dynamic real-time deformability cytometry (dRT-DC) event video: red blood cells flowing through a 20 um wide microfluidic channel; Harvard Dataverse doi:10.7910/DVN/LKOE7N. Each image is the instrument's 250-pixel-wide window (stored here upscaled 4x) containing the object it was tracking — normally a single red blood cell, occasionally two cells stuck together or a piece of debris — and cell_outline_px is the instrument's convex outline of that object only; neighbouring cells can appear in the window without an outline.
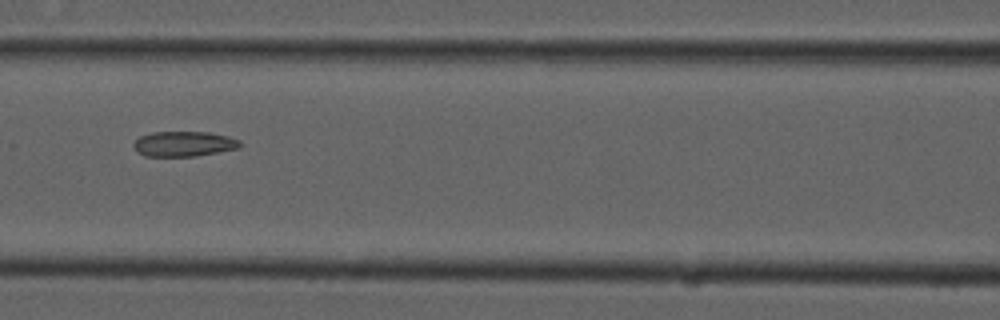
{"species": "common noctule bat (a hibernating species)", "species_latin": "Nyctalus noctula", "temperature_condition": "cold", "stored_images_in_passage": 13, "camera_frame_rate_fps": 3000, "um_per_image_px": 0.085, "animal": {"sex": "male", "forearm_length_mm": 52.5}, "frame": {"image": 1, "passage_image": 6, "time_ms": 1.667, "image_size_px": [1000, 320], "cell_outline_px": [[244, 144], [240, 148], [196, 156], [144, 156], [136, 152], [132, 144], [140, 136], [152, 132], [208, 132], [228, 136], [240, 140]], "centroid_in_image_um": [15.64, 12.23], "position_along_channel_um": 151.0, "area_um2": 15.78}}
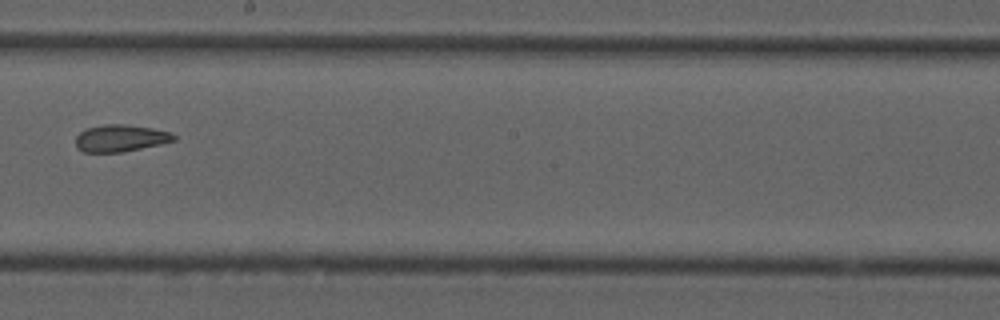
{"frame": {"image": 2, "passage_image": 8, "time_ms": 2.333, "image_size_px": [1000, 320], "cell_outline_px": [[176, 140], [160, 144], [120, 152], [84, 152], [76, 148], [76, 136], [84, 128], [104, 124], [124, 124], [152, 128], [168, 132], [176, 136]], "centroid_in_image_um": [10.19, 11.74], "position_along_channel_um": 238.0, "area_um2": 15.37}}
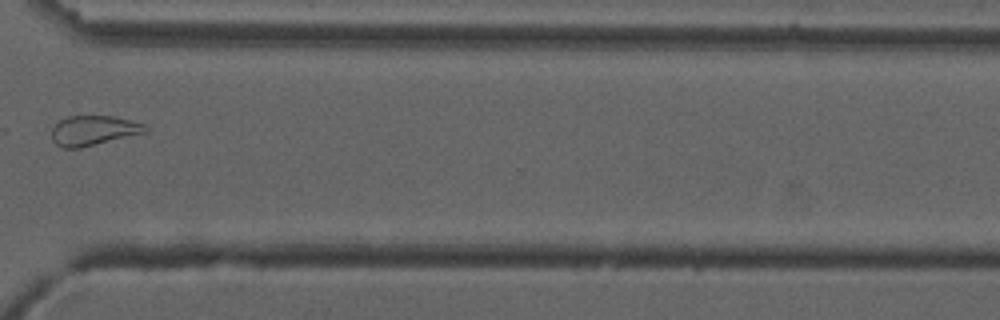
{"frame": {"image": 3, "passage_image": 11, "time_ms": 3.333, "image_size_px": [1000, 320], "cell_outline_px": [[148, 132], [80, 148], [64, 148], [56, 144], [52, 140], [52, 128], [60, 120], [68, 116], [112, 116], [132, 120], [144, 124], [148, 128]], "centroid_in_image_um": [7.97, 11.09], "position_along_channel_um": 362.6, "area_um2": 16.3}}